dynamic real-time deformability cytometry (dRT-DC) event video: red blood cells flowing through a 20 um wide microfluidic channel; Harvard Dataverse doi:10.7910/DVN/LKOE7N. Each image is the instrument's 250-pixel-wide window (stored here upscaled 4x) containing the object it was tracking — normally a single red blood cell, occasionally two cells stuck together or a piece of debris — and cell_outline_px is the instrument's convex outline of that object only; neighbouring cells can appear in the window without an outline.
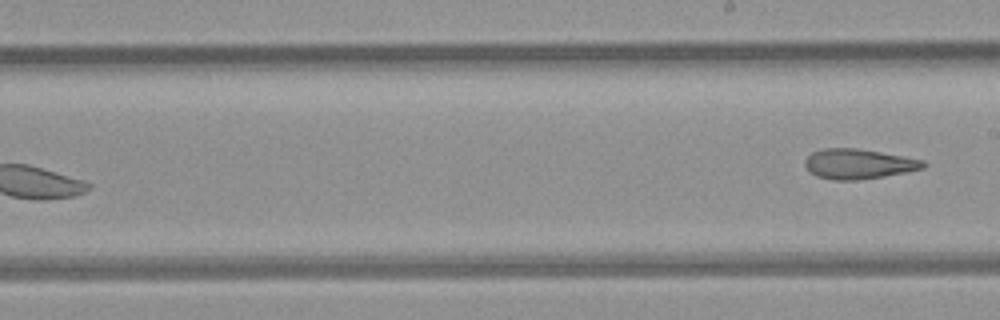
{"species": "common noctule bat (a hibernating species)", "species_latin": "Nyctalus noctula", "temperature_condition": "room temperature", "stored_images_in_passage": 9, "segment_of_instrument_passage": [2, 2], "camera_frame_rate_fps": 3000, "um_per_image_px": 0.085, "animal": {"sex": "female", "body_mass_g": 21.9}, "frame": {"image": 1, "passage_image": 9, "time_ms": 2.667, "image_size_px": [1000, 320], "cell_outline_px": [[928, 164], [924, 168], [884, 176], [856, 180], [832, 180], [816, 176], [808, 172], [804, 164], [804, 160], [812, 152], [824, 148], [856, 148], [904, 156], [924, 160]], "centroid_in_image_um": [72.94, 13.93], "position_along_channel_um": 216.1, "area_um2": 20.75}}